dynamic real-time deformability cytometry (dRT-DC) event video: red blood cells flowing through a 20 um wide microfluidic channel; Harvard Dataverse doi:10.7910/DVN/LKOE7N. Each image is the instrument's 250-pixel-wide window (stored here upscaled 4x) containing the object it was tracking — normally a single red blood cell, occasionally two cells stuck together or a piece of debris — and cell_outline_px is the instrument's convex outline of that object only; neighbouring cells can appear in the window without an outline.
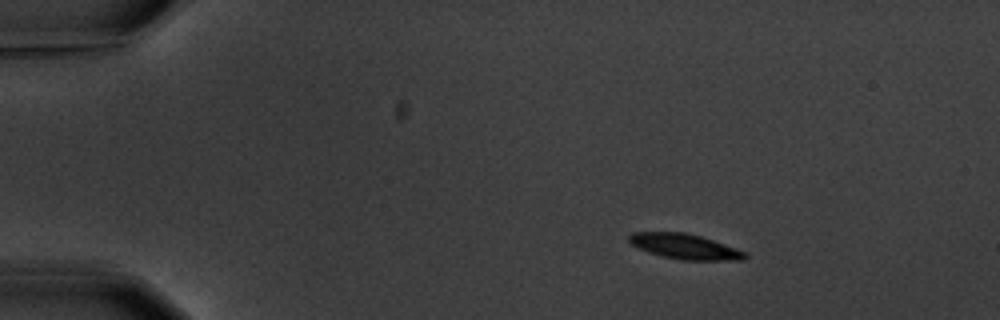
{"species": "common noctule bat (a hibernating species)", "species_latin": "Nyctalus noctula", "temperature_condition": "warm", "stored_images_in_passage": 3, "camera_frame_rate_fps": 3000, "um_per_image_px": 0.085, "animal": {"sex": "male", "body_mass_g": 20.1, "forearm_length_mm": 53.5}, "frame": {"image": 1, "passage_image": 1, "time_ms": 0.0, "image_size_px": [1000, 320], "cell_outline_px": [[748, 256], [744, 260], [680, 260], [660, 256], [648, 252], [632, 244], [628, 240], [628, 236], [632, 232], [684, 232], [700, 236], [736, 248], [744, 252]], "centroid_in_image_um": [58.19, 20.96], "position_along_channel_um": 26.8, "area_um2": 16.94}}